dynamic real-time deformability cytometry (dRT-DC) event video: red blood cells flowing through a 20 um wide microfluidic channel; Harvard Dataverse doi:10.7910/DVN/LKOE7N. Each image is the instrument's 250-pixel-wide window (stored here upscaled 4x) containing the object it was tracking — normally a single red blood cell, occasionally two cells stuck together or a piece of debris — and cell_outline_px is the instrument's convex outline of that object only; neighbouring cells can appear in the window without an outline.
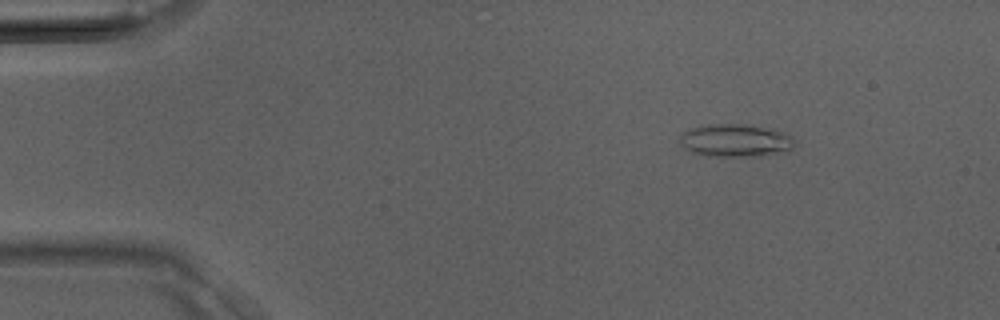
{"species": "Egyptian fruit bat (a non-hibernating species)", "species_latin": "Rousettus aegyptiacus", "temperature_condition": "room temperature", "stored_images_in_passage": 12, "camera_frame_rate_fps": 3000, "um_per_image_px": 0.085, "animal": {"sex": "male"}, "frame": {"image": 1, "passage_image": 6, "time_ms": 1.667, "image_size_px": [1000, 320], "cell_outline_px": [[792, 144], [788, 148], [756, 156], [716, 156], [692, 152], [680, 144], [680, 132], [692, 128], [708, 124], [740, 124], [780, 132], [788, 136], [792, 140]], "centroid_in_image_um": [62.33, 11.93], "position_along_channel_um": 22.7, "area_um2": 20.75}}